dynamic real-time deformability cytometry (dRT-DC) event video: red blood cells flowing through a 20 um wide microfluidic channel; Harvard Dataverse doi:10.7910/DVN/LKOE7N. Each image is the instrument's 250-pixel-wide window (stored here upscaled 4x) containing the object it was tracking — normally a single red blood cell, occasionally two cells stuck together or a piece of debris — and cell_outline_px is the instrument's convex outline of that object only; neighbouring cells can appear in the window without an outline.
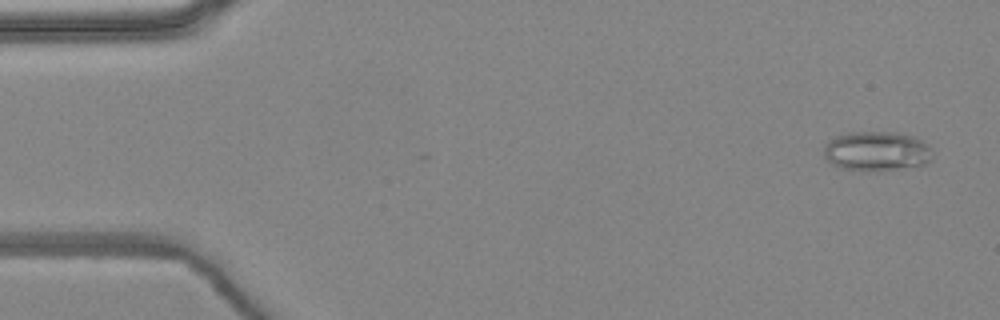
{"species": "common noctule bat (a hibernating species)", "species_latin": "Nyctalus noctula", "temperature_condition": "warm", "stored_images_in_passage": 4, "camera_frame_rate_fps": 3000, "um_per_image_px": 0.085, "animal": {"sex": "female", "body_mass_g": 24.6, "forearm_length_mm": 56.2}, "frame": {"image": 1, "passage_image": 1, "time_ms": 0.0, "image_size_px": [1000, 320], "cell_outline_px": [[932, 160], [924, 164], [876, 172], [868, 172], [840, 168], [832, 164], [824, 156], [824, 144], [828, 140], [836, 136], [848, 132], [900, 132], [912, 136], [928, 144], [932, 148]], "centroid_in_image_um": [74.5, 12.86], "position_along_channel_um": 10.5, "area_um2": 25.49}}